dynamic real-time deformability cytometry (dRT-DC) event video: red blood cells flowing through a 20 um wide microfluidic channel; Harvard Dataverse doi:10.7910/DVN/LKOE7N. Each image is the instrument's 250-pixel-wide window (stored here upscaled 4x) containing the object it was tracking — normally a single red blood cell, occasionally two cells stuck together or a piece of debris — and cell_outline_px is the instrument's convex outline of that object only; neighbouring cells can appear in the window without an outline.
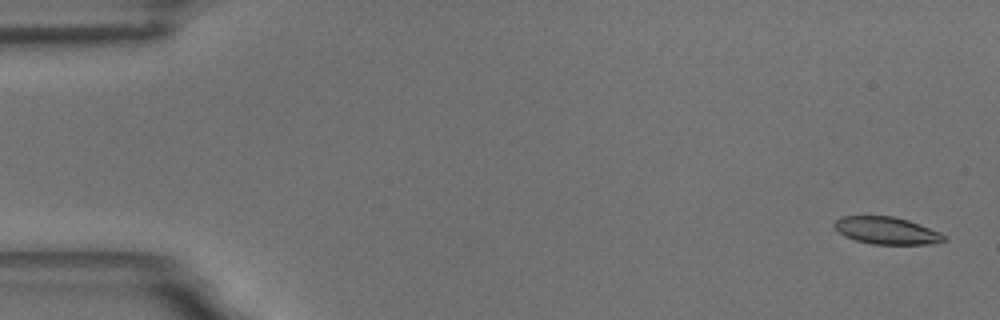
{"species": "common noctule bat (a hibernating species)", "species_latin": "Nyctalus noctula", "temperature_condition": "room temperature", "stored_images_in_passage": 15, "camera_frame_rate_fps": 3000, "um_per_image_px": 0.085, "animal": {"sex": "male", "body_mass_g": 18.8}, "frame": {"image": 1, "passage_image": 1, "time_ms": 0.0, "image_size_px": [1000, 320], "cell_outline_px": [[944, 240], [932, 244], [872, 244], [856, 240], [844, 236], [832, 224], [840, 216], [892, 216], [908, 220], [920, 224], [940, 232], [944, 236]], "centroid_in_image_um": [75.34, 19.59], "position_along_channel_um": 9.7, "area_um2": 17.28}}
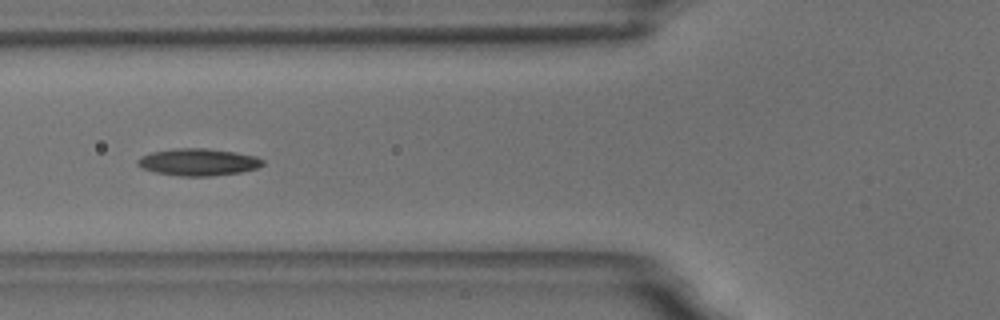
{"frame": {"image": 2, "passage_image": 6, "time_ms": 6.667, "image_size_px": [1000, 320], "cell_outline_px": [[264, 164], [256, 168], [240, 172], [212, 176], [180, 176], [156, 172], [140, 168], [136, 164], [136, 160], [140, 156], [152, 152], [176, 148], [204, 148], [236, 152], [256, 156], [264, 160]], "centroid_in_image_um": [16.82, 13.77], "position_along_channel_um": 109.0, "area_um2": 19.83}}
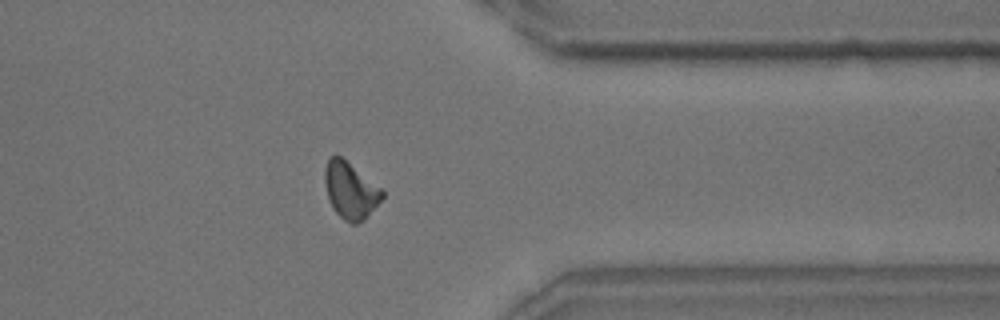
{"frame": {"image": 3, "passage_image": 13, "time_ms": 14.667, "image_size_px": [1000, 320], "cell_outline_px": [[384, 196], [364, 220], [356, 224], [352, 224], [344, 220], [332, 208], [328, 196], [324, 180], [324, 168], [328, 160], [332, 156], [340, 156], [380, 188], [384, 192]], "centroid_in_image_um": [29.77, 16.21], "position_along_channel_um": 381.6, "area_um2": 18.5}, "authors_computed_cell_mechanics": {"area_um2": 18.496, "velocity_mm_per_s": 3.5368, "shape_relaxation_time_tau1_ms": null, "shape_relaxation_time_tau2_ms": 6.4253, "deformation_change_tau1": null, "deformation_change_tau2": 0.1441}}